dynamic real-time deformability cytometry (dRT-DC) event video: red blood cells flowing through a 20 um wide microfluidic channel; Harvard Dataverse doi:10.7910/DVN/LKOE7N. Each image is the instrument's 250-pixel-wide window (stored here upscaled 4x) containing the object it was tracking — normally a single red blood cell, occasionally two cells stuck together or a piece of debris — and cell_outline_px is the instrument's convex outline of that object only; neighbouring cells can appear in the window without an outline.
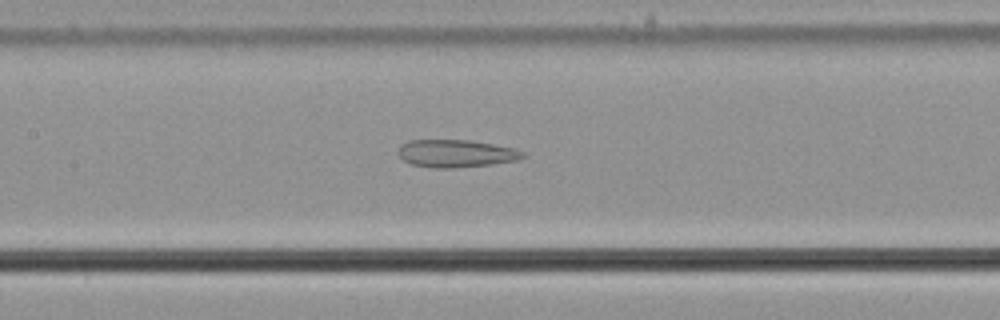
{"species": "common noctule bat (a hibernating species)", "species_latin": "Nyctalus noctula", "temperature_condition": "cold", "stored_images_in_passage": 38, "camera_frame_rate_fps": 3000, "um_per_image_px": 0.085, "animal": {"sex": "male", "body_mass_g": 21.5, "forearm_length_mm": 52.0}, "frame": {"image": 1, "passage_image": 17, "time_ms": 5.333, "image_size_px": [1000, 320], "cell_outline_px": [[524, 156], [516, 160], [492, 164], [452, 168], [432, 168], [412, 164], [404, 160], [396, 152], [400, 144], [408, 140], [468, 140], [516, 148], [524, 152]], "centroid_in_image_um": [38.72, 13.04], "position_along_channel_um": 168.7, "area_um2": 20.06}}
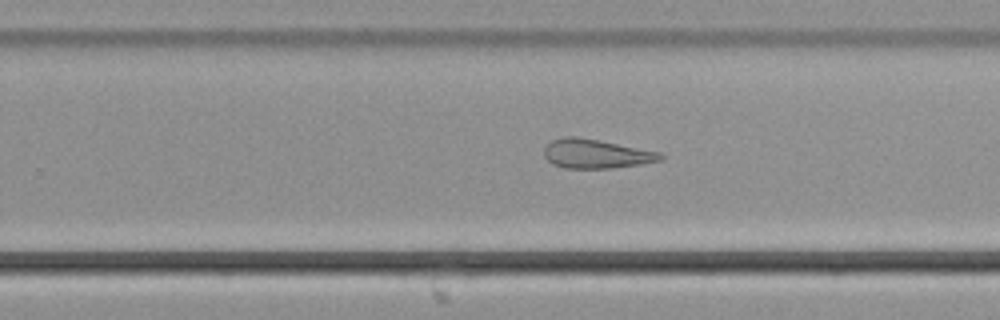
{"frame": {"image": 2, "passage_image": 26, "time_ms": 8.333, "image_size_px": [1000, 320], "cell_outline_px": [[664, 156], [660, 160], [640, 164], [612, 168], [564, 168], [552, 164], [544, 156], [544, 148], [552, 140], [564, 136], [576, 136], [600, 140], [660, 152]], "centroid_in_image_um": [50.63, 13.06], "position_along_channel_um": 279.2, "area_um2": 19.71}}
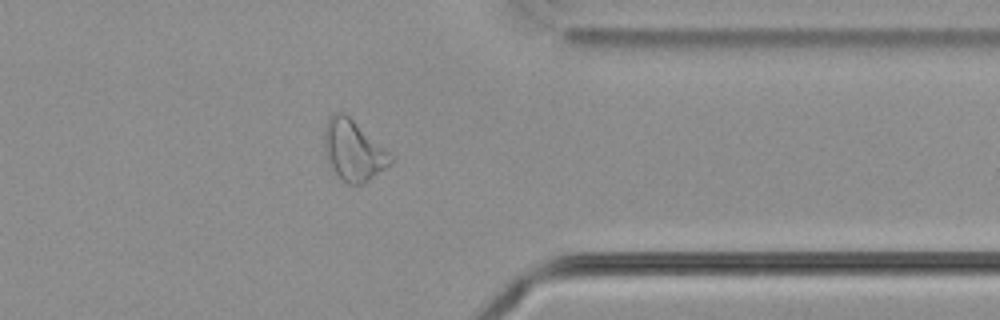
{"frame": {"image": 3, "passage_image": 35, "time_ms": 11.333, "image_size_px": [1000, 320], "cell_outline_px": [[396, 156], [392, 164], [364, 184], [348, 184], [328, 164], [324, 144], [324, 124], [328, 116], [332, 112], [344, 112]], "centroid_in_image_um": [30.07, 12.76], "position_along_channel_um": 381.3, "area_um2": 23.87}, "authors_computed_cell_mechanics": {"area_um2": 20.8658, "velocity_mm_per_s": 3.6948, "shape_relaxation_time_tau1_ms": null, "shape_relaxation_time_tau2_ms": 6.1085, "deformation_change_tau1": null, "deformation_change_tau2": 0.1875}}